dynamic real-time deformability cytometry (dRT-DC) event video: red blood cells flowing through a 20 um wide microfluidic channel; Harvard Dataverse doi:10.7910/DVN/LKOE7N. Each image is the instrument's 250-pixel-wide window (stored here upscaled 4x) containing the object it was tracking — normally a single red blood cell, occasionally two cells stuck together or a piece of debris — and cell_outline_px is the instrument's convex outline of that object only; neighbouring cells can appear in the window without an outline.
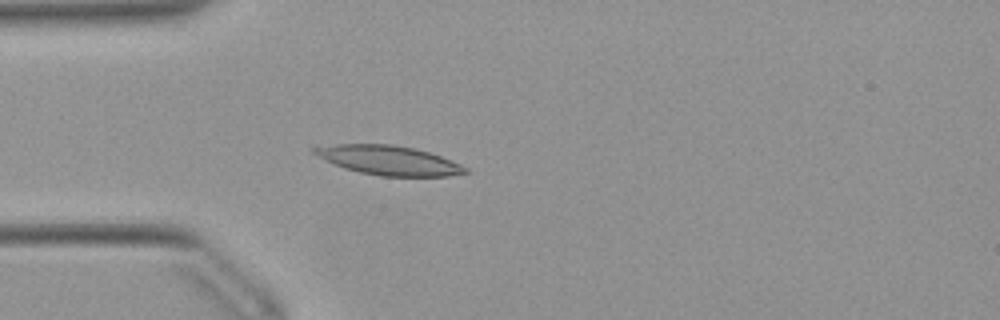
{"species": "Egyptian fruit bat (a non-hibernating species)", "species_latin": "Rousettus aegyptiacus", "temperature_condition": "warm", "stored_images_in_passage": 50, "camera_frame_rate_fps": 3000, "um_per_image_px": 0.085, "animal": {"sex": "female"}, "frame": {"image": 1, "passage_image": 13, "time_ms": 4.0, "image_size_px": [1000, 320], "cell_outline_px": [[468, 172], [448, 176], [380, 176], [360, 172], [344, 168], [324, 160], [312, 152], [312, 148], [336, 144], [392, 144], [416, 148], [440, 156], [460, 164], [468, 168]], "centroid_in_image_um": [33.04, 13.62], "position_along_channel_um": 52.0, "area_um2": 25.66}}
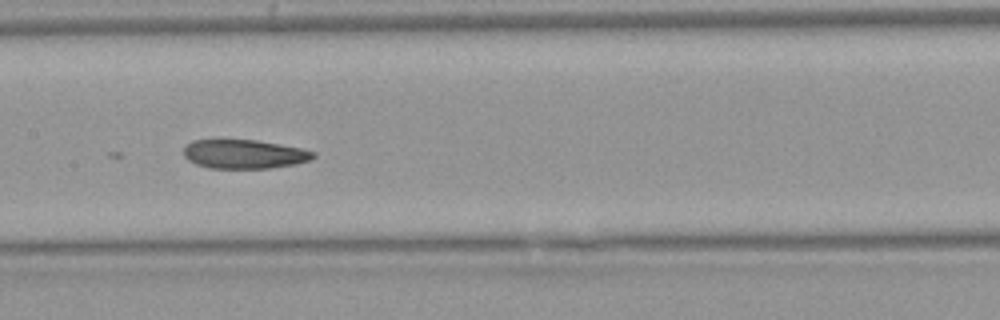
{"frame": {"image": 2, "passage_image": 24, "time_ms": 7.667, "image_size_px": [1000, 320], "cell_outline_px": [[316, 156], [308, 160], [296, 164], [268, 168], [208, 168], [196, 164], [188, 160], [184, 156], [184, 148], [192, 140], [256, 140], [300, 148], [316, 152]], "centroid_in_image_um": [20.75, 13.1], "position_along_channel_um": 186.7, "area_um2": 21.73}}
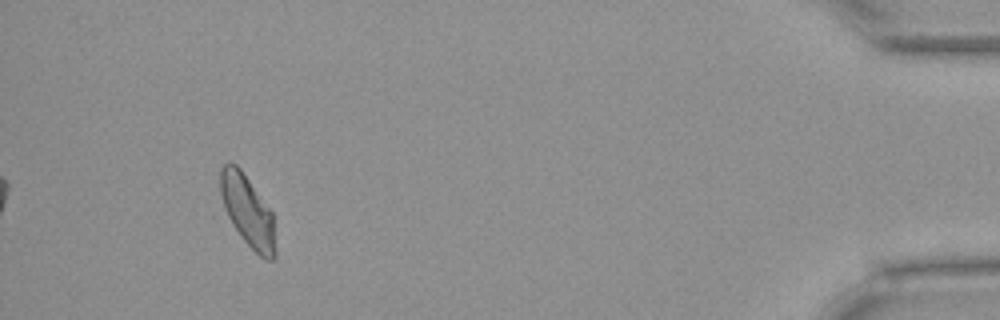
{"frame": {"image": 3, "passage_image": 47, "time_ms": 15.333, "image_size_px": [1000, 320], "cell_outline_px": [[276, 256], [272, 260], [264, 260], [244, 240], [220, 212], [220, 168], [224, 164], [236, 164], [240, 168], [272, 212], [276, 252]], "centroid_in_image_um": [20.99, 17.96], "position_along_channel_um": 414.2, "area_um2": 23.35}}